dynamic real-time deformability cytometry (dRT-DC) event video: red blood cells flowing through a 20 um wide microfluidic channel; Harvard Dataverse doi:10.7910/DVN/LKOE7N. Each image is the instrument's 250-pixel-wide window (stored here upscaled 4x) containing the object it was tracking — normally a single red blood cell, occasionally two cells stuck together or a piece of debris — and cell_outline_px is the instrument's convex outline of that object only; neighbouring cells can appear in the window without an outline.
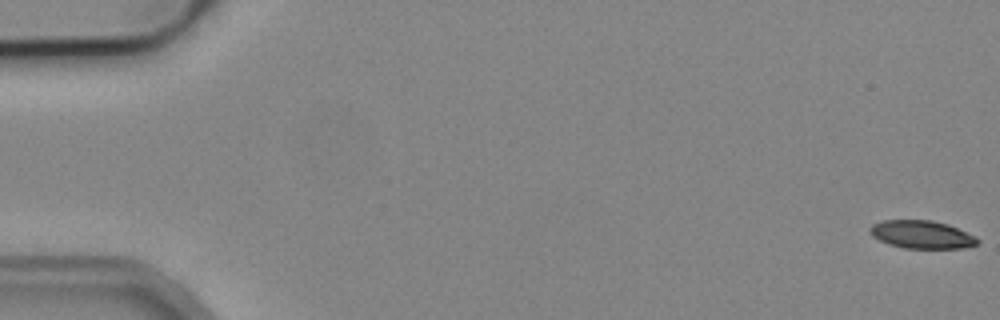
{"species": "common noctule bat (a hibernating species)", "species_latin": "Nyctalus noctula", "temperature_condition": "cold", "stored_images_in_passage": 54, "camera_frame_rate_fps": 3000, "um_per_image_px": 0.085, "animal": {"sex": "male", "body_mass_g": 19.2, "forearm_length_mm": 51.8}, "frame": {"image": 1, "passage_image": 1, "time_ms": 0.0, "image_size_px": [1000, 320], "cell_outline_px": [[980, 240], [976, 244], [964, 248], [904, 248], [888, 244], [872, 236], [868, 232], [868, 228], [872, 224], [880, 220], [932, 220], [948, 224], [976, 236]], "centroid_in_image_um": [78.32, 19.92], "position_along_channel_um": 6.7, "area_um2": 17.69}}
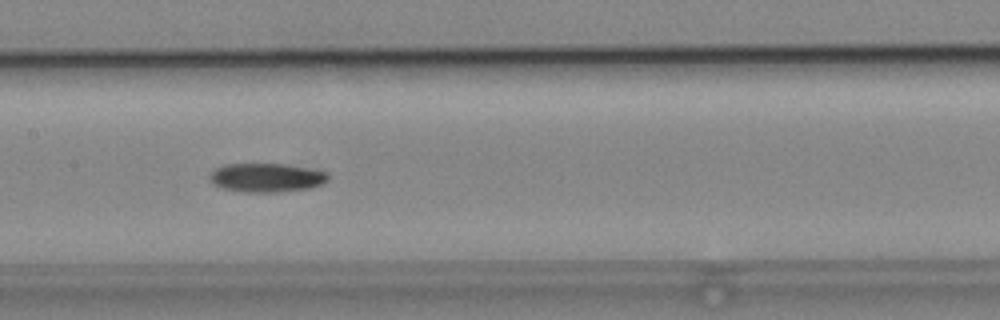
{"frame": {"image": 2, "passage_image": 27, "time_ms": 8.667, "image_size_px": [1000, 320], "cell_outline_px": [[328, 180], [320, 184], [308, 188], [280, 192], [248, 192], [224, 188], [216, 184], [208, 176], [216, 168], [224, 164], [284, 164], [308, 168], [328, 172]], "centroid_in_image_um": [22.67, 15.09], "position_along_channel_um": 184.7, "area_um2": 19.59}}
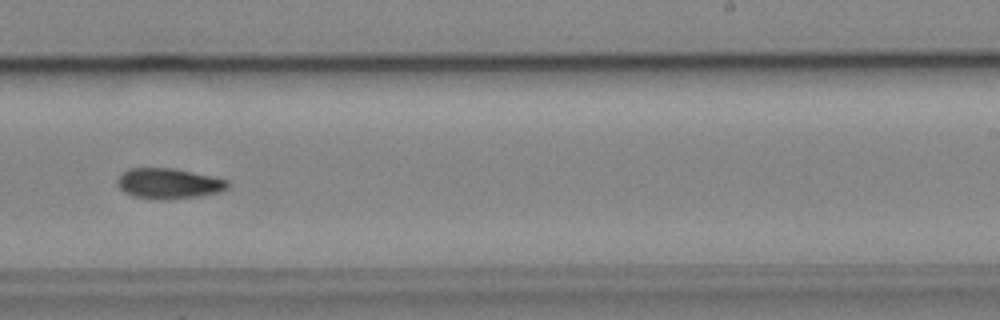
{"frame": {"image": 3, "passage_image": 34, "time_ms": 11.0, "image_size_px": [1000, 320], "cell_outline_px": [[228, 188], [220, 192], [200, 196], [164, 200], [156, 200], [132, 196], [124, 192], [116, 184], [116, 180], [120, 172], [128, 168], [172, 168], [212, 176], [228, 180]], "centroid_in_image_um": [14.29, 15.6], "position_along_channel_um": 274.7, "area_um2": 19.88}}